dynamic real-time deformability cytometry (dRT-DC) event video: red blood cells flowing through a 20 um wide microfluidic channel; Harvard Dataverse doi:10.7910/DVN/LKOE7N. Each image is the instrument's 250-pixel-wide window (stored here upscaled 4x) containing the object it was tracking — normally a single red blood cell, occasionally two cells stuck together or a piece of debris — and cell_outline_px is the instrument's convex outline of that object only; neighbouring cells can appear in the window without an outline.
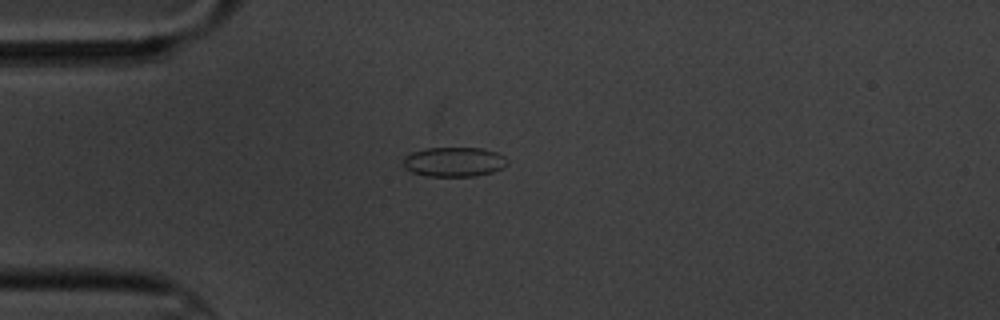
{"species": "common noctule bat (a hibernating species)", "species_latin": "Nyctalus noctula", "temperature_condition": "cold", "stored_images_in_passage": 2, "camera_frame_rate_fps": 3000, "um_per_image_px": 0.085, "animal": {"sex": "male", "body_mass_g": 20.1, "forearm_length_mm": 53.5}, "frame": {"image": 1, "passage_image": 1, "time_ms": 0.0, "image_size_px": [1000, 320], "cell_outline_px": [[508, 164], [492, 172], [476, 176], [428, 176], [412, 172], [404, 168], [404, 156], [412, 152], [424, 148], [480, 148], [496, 152], [504, 156], [508, 160]], "centroid_in_image_um": [38.58, 13.75], "position_along_channel_um": 46.4, "area_um2": 17.92}}
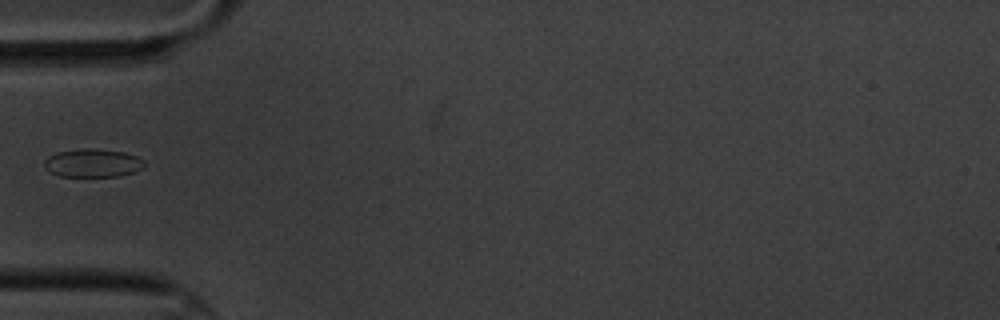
{"frame": {"image": 2, "passage_image": 2, "time_ms": 1.333, "image_size_px": [1000, 320], "cell_outline_px": [[144, 168], [136, 172], [120, 176], [60, 176], [48, 172], [44, 168], [44, 160], [48, 156], [56, 152], [80, 148], [96, 148], [124, 152], [136, 156], [144, 160]], "centroid_in_image_um": [7.87, 13.85], "position_along_channel_um": 77.1, "area_um2": 16.82}}